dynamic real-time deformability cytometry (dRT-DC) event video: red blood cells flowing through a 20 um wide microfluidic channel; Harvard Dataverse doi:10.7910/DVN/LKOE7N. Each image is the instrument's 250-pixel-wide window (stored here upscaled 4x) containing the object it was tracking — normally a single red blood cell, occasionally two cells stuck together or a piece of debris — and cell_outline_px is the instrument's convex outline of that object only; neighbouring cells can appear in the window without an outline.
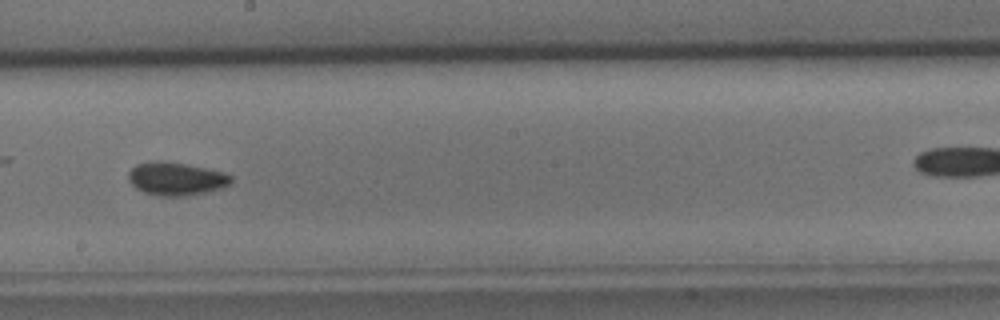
{"species": "common noctule bat (a hibernating species)", "species_latin": "Nyctalus noctula", "temperature_condition": "cold", "stored_images_in_passage": 36, "camera_frame_rate_fps": 3000, "um_per_image_px": 0.085, "animal": {"sex": "male", "body_mass_g": 15.6}, "frame": {"image": 1, "passage_image": 16, "time_ms": 5.0, "image_size_px": [1000, 320], "cell_outline_px": [[232, 184], [220, 188], [204, 192], [184, 196], [156, 196], [144, 192], [136, 188], [128, 180], [128, 172], [136, 164], [156, 160], [184, 164], [224, 172], [232, 176]], "centroid_in_image_um": [14.95, 15.2], "position_along_channel_um": 233.3, "area_um2": 19.71}}
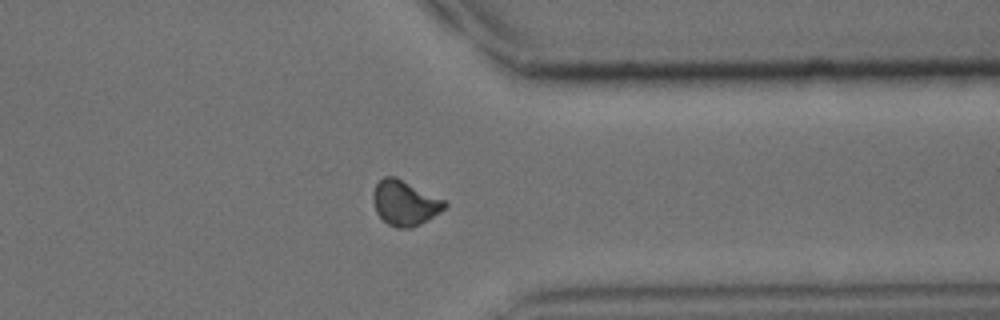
{"frame": {"image": 2, "passage_image": 26, "time_ms": 8.333, "image_size_px": [1000, 320], "cell_outline_px": [[448, 204], [444, 208], [420, 224], [412, 228], [396, 228], [388, 224], [376, 212], [372, 200], [372, 192], [376, 184], [384, 176], [396, 176], [444, 200]], "centroid_in_image_um": [34.36, 17.24], "position_along_channel_um": 377.0, "area_um2": 18.61}}